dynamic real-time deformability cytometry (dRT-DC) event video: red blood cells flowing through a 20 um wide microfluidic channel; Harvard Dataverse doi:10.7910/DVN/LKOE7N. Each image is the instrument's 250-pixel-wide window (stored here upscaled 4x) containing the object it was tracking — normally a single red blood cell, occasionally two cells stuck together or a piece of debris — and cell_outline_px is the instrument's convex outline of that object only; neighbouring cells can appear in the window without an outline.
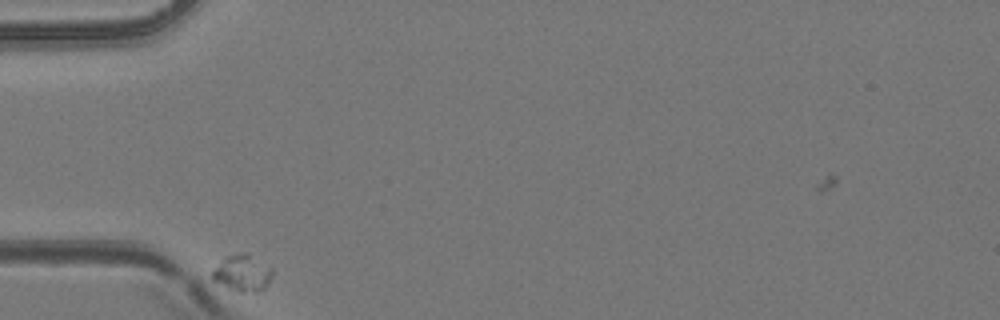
{"species": "common noctule bat (a hibernating species)", "species_latin": "Nyctalus noctula", "temperature_condition": "room temperature", "stored_images_in_passage": 36, "camera_frame_rate_fps": 3000, "um_per_image_px": 0.085, "animal": {"sex": "female", "body_mass_g": 24.6, "forearm_length_mm": 56.2}, "frame": {"image": 1, "passage_image": 1, "time_ms": 0.0, "image_size_px": [1000, 320], "cell_outline_px": [[272, 276], [268, 284], [264, 288], [256, 292], [236, 292], [212, 280], [212, 272], [224, 256], [240, 252], [244, 252], [272, 268]], "centroid_in_image_um": [20.59, 23.22], "position_along_channel_um": 64.4, "area_um2": 12.77}}
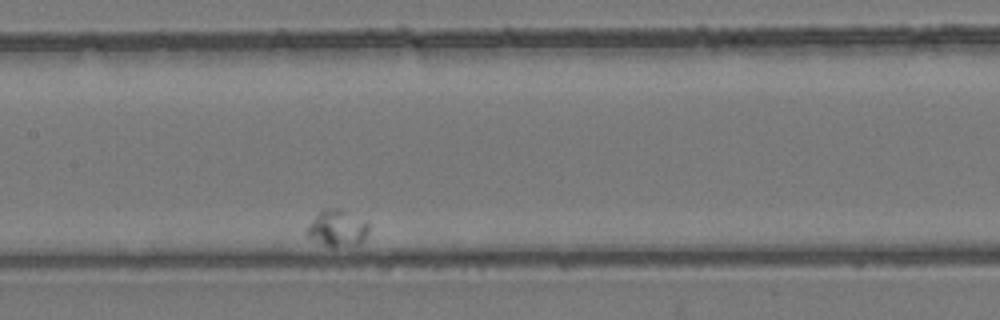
{"frame": {"image": 2, "passage_image": 16, "time_ms": 5.0, "image_size_px": [1000, 320], "cell_outline_px": [[368, 228], [364, 236], [360, 240], [336, 248], [332, 248], [308, 236], [308, 224], [324, 208], [344, 208], [368, 224]], "centroid_in_image_um": [28.63, 19.35], "position_along_channel_um": 178.8, "area_um2": 12.54}}
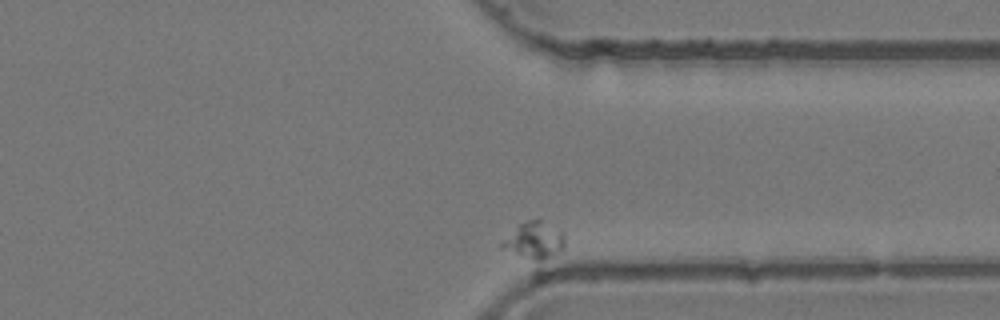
{"frame": {"image": 3, "passage_image": 36, "time_ms": 11.667, "image_size_px": [1000, 320], "cell_outline_px": [[564, 248], [540, 260], [536, 260], [500, 248], [500, 244], [520, 224], [528, 220], [540, 220], [564, 232]], "centroid_in_image_um": [45.43, 20.41], "position_along_channel_um": 366.0, "area_um2": 12.72}}